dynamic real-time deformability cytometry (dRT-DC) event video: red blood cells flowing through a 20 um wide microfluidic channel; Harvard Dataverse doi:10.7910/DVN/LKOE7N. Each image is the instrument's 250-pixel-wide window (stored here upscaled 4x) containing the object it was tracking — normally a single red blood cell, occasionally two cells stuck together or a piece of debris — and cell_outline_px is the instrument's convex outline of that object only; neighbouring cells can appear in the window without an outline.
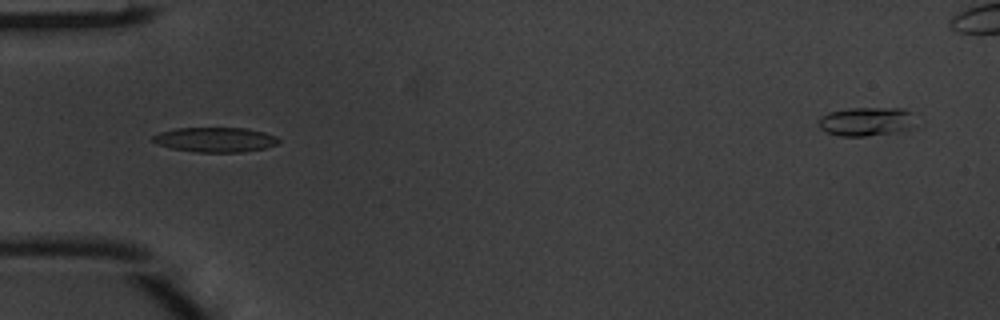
{"species": "common noctule bat (a hibernating species)", "species_latin": "Nyctalus noctula", "temperature_condition": "warm", "stored_images_in_passage": 5, "camera_frame_rate_fps": 3000, "um_per_image_px": 0.085, "animal": {"sex": "male", "body_mass_g": 20.1, "forearm_length_mm": 53.5}, "frame": {"image": 1, "passage_image": 5, "time_ms": 1.333, "image_size_px": [1000, 320], "cell_outline_px": [[280, 140], [276, 144], [264, 148], [240, 152], [196, 152], [172, 148], [156, 144], [152, 140], [152, 136], [160, 132], [176, 128], [244, 128], [264, 132], [276, 136]], "centroid_in_image_um": [18.27, 11.87], "position_along_channel_um": 66.7, "area_um2": 18.03}}